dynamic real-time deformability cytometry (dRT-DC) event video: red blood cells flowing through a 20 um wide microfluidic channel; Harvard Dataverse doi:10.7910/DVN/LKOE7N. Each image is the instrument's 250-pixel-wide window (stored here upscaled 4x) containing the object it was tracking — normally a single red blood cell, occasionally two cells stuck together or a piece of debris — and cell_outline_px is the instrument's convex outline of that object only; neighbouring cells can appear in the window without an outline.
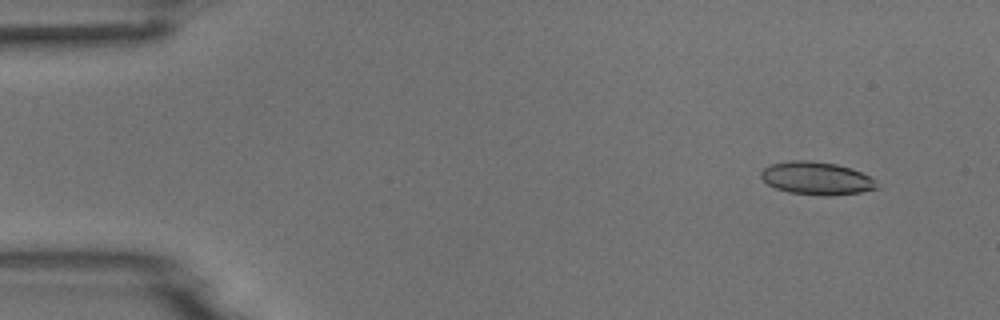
{"species": "common noctule bat (a hibernating species)", "species_latin": "Nyctalus noctula", "temperature_condition": "room temperature", "stored_images_in_passage": 12, "camera_frame_rate_fps": 3000, "um_per_image_px": 0.085, "animal": {"sex": "male", "body_mass_g": 18.8}, "frame": {"image": 1, "passage_image": 5, "time_ms": 1.333, "image_size_px": [1000, 320], "cell_outline_px": [[880, 188], [860, 192], [828, 196], [824, 196], [788, 192], [776, 188], [768, 184], [760, 176], [760, 172], [768, 164], [788, 160], [812, 160], [836, 164], [852, 168], [872, 176], [876, 180]], "centroid_in_image_um": [69.43, 15.14], "position_along_channel_um": 15.6, "area_um2": 22.6}}